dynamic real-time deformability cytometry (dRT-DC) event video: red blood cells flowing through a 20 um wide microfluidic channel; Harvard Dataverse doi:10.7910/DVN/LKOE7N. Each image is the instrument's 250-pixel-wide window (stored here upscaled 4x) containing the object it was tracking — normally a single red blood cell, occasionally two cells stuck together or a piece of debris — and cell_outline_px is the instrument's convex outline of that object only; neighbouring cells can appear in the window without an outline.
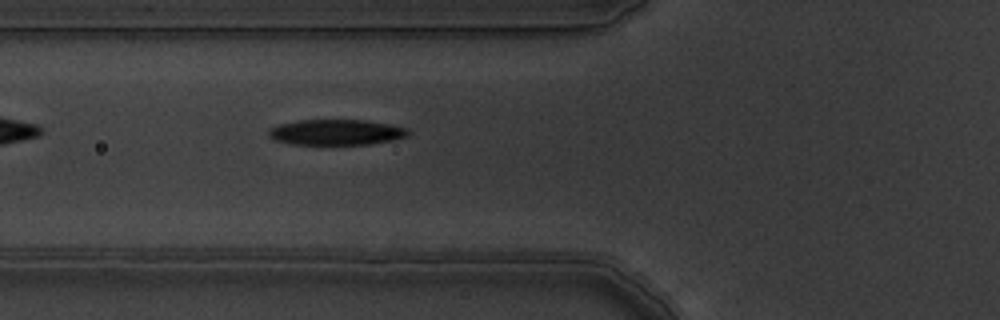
{"species": "common noctule bat (a hibernating species)", "species_latin": "Nyctalus noctula", "temperature_condition": "warm", "stored_images_in_passage": 2, "camera_frame_rate_fps": 3000, "um_per_image_px": 0.085, "animal": {"sex": "male", "body_mass_g": 19.5, "forearm_length_mm": 54.6}, "frame": {"image": 1, "passage_image": 2, "time_ms": 0.333, "image_size_px": [1000, 320], "cell_outline_px": [[412, 132], [408, 136], [392, 140], [368, 144], [292, 144], [272, 140], [268, 136], [268, 128], [280, 124], [300, 120], [364, 120], [392, 124], [408, 128]], "centroid_in_image_um": [28.59, 11.23], "position_along_channel_um": 97.2, "area_um2": 20.98}}